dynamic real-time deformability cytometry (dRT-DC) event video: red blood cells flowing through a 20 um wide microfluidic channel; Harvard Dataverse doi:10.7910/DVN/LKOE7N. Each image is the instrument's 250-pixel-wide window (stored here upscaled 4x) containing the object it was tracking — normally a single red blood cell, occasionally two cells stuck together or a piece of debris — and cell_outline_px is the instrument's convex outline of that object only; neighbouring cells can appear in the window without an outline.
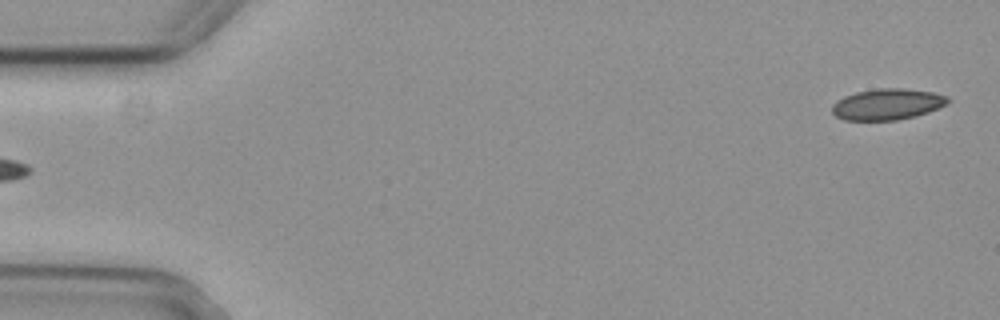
{"species": "common noctule bat (a hibernating species)", "species_latin": "Nyctalus noctula", "temperature_condition": "cold", "stored_images_in_passage": 4, "segment_of_instrument_passage": [2, 2], "camera_frame_rate_fps": 3000, "um_per_image_px": 0.085, "animal": {"sex": "female", "body_mass_g": 29.2, "forearm_length_mm": 56.3}, "frame": {"image": 1, "passage_image": 4, "time_ms": 1.0, "image_size_px": [1000, 320], "cell_outline_px": [[948, 100], [944, 104], [928, 112], [916, 116], [896, 120], [844, 120], [836, 116], [832, 112], [832, 104], [836, 100], [844, 96], [856, 92], [876, 88], [900, 88], [932, 92], [948, 96]], "centroid_in_image_um": [75.36, 8.86], "position_along_channel_um": 9.6, "area_um2": 20.87}}